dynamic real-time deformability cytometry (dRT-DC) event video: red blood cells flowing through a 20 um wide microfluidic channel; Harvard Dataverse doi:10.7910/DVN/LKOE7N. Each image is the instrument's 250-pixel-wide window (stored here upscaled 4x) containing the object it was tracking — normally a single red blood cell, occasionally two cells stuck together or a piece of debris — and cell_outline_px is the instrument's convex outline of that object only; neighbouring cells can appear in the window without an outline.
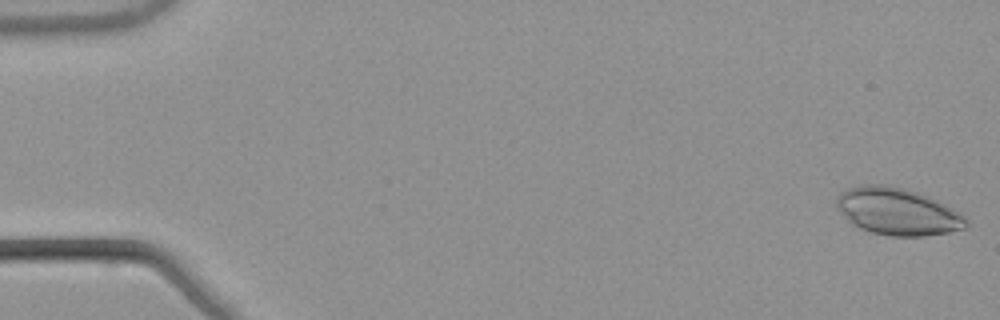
{"species": "common noctule bat (a hibernating species)", "species_latin": "Nyctalus noctula", "temperature_condition": "warm", "stored_images_in_passage": 14, "camera_frame_rate_fps": 3000, "um_per_image_px": 0.085, "animal": {"sex": "male", "body_mass_g": 21.5, "forearm_length_mm": 52.0}, "frame": {"image": 1, "passage_image": 1, "time_ms": 0.0, "image_size_px": [1000, 320], "cell_outline_px": [[968, 224], [964, 228], [948, 232], [924, 236], [892, 236], [872, 232], [860, 228], [852, 224], [848, 220], [836, 204], [836, 196], [840, 192], [848, 188], [860, 184], [888, 184], [904, 188], [916, 192], [936, 200], [960, 212], [968, 220]], "centroid_in_image_um": [76.28, 17.96], "position_along_channel_um": 8.7, "area_um2": 35.43}}
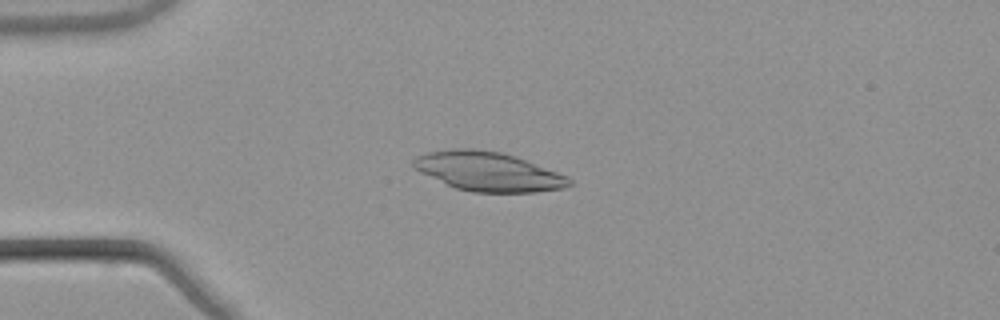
{"frame": {"image": 2, "passage_image": 14, "time_ms": 4.333, "image_size_px": [1000, 320], "cell_outline_px": [[572, 184], [564, 188], [536, 192], [472, 192], [456, 188], [420, 172], [412, 168], [412, 160], [416, 156], [428, 152], [452, 148], [476, 148], [500, 152], [524, 160], [568, 176], [572, 180]], "centroid_in_image_um": [41.46, 14.57], "position_along_channel_um": 43.5, "area_um2": 35.37}}